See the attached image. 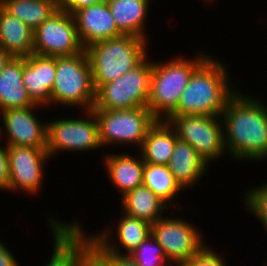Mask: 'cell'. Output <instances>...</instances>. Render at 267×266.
Listing matches in <instances>:
<instances>
[{"instance_id":"obj_1","label":"cell","mask_w":267,"mask_h":266,"mask_svg":"<svg viewBox=\"0 0 267 266\" xmlns=\"http://www.w3.org/2000/svg\"><path fill=\"white\" fill-rule=\"evenodd\" d=\"M242 92L230 98L221 114L226 156L241 163L267 160V103Z\"/></svg>"},{"instance_id":"obj_2","label":"cell","mask_w":267,"mask_h":266,"mask_svg":"<svg viewBox=\"0 0 267 266\" xmlns=\"http://www.w3.org/2000/svg\"><path fill=\"white\" fill-rule=\"evenodd\" d=\"M215 57V58H214ZM226 63L210 54L192 73L176 109L168 116H221L230 98L239 90Z\"/></svg>"},{"instance_id":"obj_3","label":"cell","mask_w":267,"mask_h":266,"mask_svg":"<svg viewBox=\"0 0 267 266\" xmlns=\"http://www.w3.org/2000/svg\"><path fill=\"white\" fill-rule=\"evenodd\" d=\"M149 42L135 35L123 34L85 48L95 90L138 66L150 55L147 54L150 53L147 52Z\"/></svg>"},{"instance_id":"obj_4","label":"cell","mask_w":267,"mask_h":266,"mask_svg":"<svg viewBox=\"0 0 267 266\" xmlns=\"http://www.w3.org/2000/svg\"><path fill=\"white\" fill-rule=\"evenodd\" d=\"M198 51L195 57L178 55L167 61H153L147 107L157 120H165L177 107L194 70L209 56Z\"/></svg>"},{"instance_id":"obj_5","label":"cell","mask_w":267,"mask_h":266,"mask_svg":"<svg viewBox=\"0 0 267 266\" xmlns=\"http://www.w3.org/2000/svg\"><path fill=\"white\" fill-rule=\"evenodd\" d=\"M95 98L96 90L85 49L73 56L56 57V75L51 90L52 106L78 107L82 112L94 107Z\"/></svg>"},{"instance_id":"obj_6","label":"cell","mask_w":267,"mask_h":266,"mask_svg":"<svg viewBox=\"0 0 267 266\" xmlns=\"http://www.w3.org/2000/svg\"><path fill=\"white\" fill-rule=\"evenodd\" d=\"M98 120L103 149L116 146H135L140 149L148 130L156 123L148 107L132 109H92Z\"/></svg>"},{"instance_id":"obj_7","label":"cell","mask_w":267,"mask_h":266,"mask_svg":"<svg viewBox=\"0 0 267 266\" xmlns=\"http://www.w3.org/2000/svg\"><path fill=\"white\" fill-rule=\"evenodd\" d=\"M82 112V118L62 117L47 121V152L50 158L58 157L61 152L80 151L82 154L103 150L95 112L92 109Z\"/></svg>"},{"instance_id":"obj_8","label":"cell","mask_w":267,"mask_h":266,"mask_svg":"<svg viewBox=\"0 0 267 266\" xmlns=\"http://www.w3.org/2000/svg\"><path fill=\"white\" fill-rule=\"evenodd\" d=\"M152 60L149 55L134 69L129 70L113 82L102 84L96 90L92 109L119 110L147 107Z\"/></svg>"},{"instance_id":"obj_9","label":"cell","mask_w":267,"mask_h":266,"mask_svg":"<svg viewBox=\"0 0 267 266\" xmlns=\"http://www.w3.org/2000/svg\"><path fill=\"white\" fill-rule=\"evenodd\" d=\"M164 121L175 130L178 139L189 143L210 167L212 161L221 160L227 154L221 116L191 114L167 117Z\"/></svg>"},{"instance_id":"obj_10","label":"cell","mask_w":267,"mask_h":266,"mask_svg":"<svg viewBox=\"0 0 267 266\" xmlns=\"http://www.w3.org/2000/svg\"><path fill=\"white\" fill-rule=\"evenodd\" d=\"M190 222L178 216L165 215L151 224V235L162 246L172 266L190 259L206 245L203 233Z\"/></svg>"},{"instance_id":"obj_11","label":"cell","mask_w":267,"mask_h":266,"mask_svg":"<svg viewBox=\"0 0 267 266\" xmlns=\"http://www.w3.org/2000/svg\"><path fill=\"white\" fill-rule=\"evenodd\" d=\"M83 50L73 14L60 8L34 30L35 54L63 57L76 55Z\"/></svg>"},{"instance_id":"obj_12","label":"cell","mask_w":267,"mask_h":266,"mask_svg":"<svg viewBox=\"0 0 267 266\" xmlns=\"http://www.w3.org/2000/svg\"><path fill=\"white\" fill-rule=\"evenodd\" d=\"M7 153L10 167L8 193L19 191L18 194L38 195L45 180V165L52 161L47 149L7 146Z\"/></svg>"},{"instance_id":"obj_13","label":"cell","mask_w":267,"mask_h":266,"mask_svg":"<svg viewBox=\"0 0 267 266\" xmlns=\"http://www.w3.org/2000/svg\"><path fill=\"white\" fill-rule=\"evenodd\" d=\"M42 108L43 106L34 105L1 111L0 119L4 127L0 125V141L4 142L3 137L6 136L4 144L7 146L47 149V121L36 116V112Z\"/></svg>"},{"instance_id":"obj_14","label":"cell","mask_w":267,"mask_h":266,"mask_svg":"<svg viewBox=\"0 0 267 266\" xmlns=\"http://www.w3.org/2000/svg\"><path fill=\"white\" fill-rule=\"evenodd\" d=\"M49 215L50 213L46 219L52 232L54 245L50 259L43 266H83L85 259L83 223L81 225L77 219L65 222L55 215Z\"/></svg>"},{"instance_id":"obj_15","label":"cell","mask_w":267,"mask_h":266,"mask_svg":"<svg viewBox=\"0 0 267 266\" xmlns=\"http://www.w3.org/2000/svg\"><path fill=\"white\" fill-rule=\"evenodd\" d=\"M121 215L116 227L111 220L113 225L108 224V227L104 226V230H99L97 233L96 231L88 233L107 253L129 255L151 235V224L126 213Z\"/></svg>"},{"instance_id":"obj_16","label":"cell","mask_w":267,"mask_h":266,"mask_svg":"<svg viewBox=\"0 0 267 266\" xmlns=\"http://www.w3.org/2000/svg\"><path fill=\"white\" fill-rule=\"evenodd\" d=\"M73 17L84 49L93 43L123 35L105 2L80 8L73 13Z\"/></svg>"},{"instance_id":"obj_17","label":"cell","mask_w":267,"mask_h":266,"mask_svg":"<svg viewBox=\"0 0 267 266\" xmlns=\"http://www.w3.org/2000/svg\"><path fill=\"white\" fill-rule=\"evenodd\" d=\"M56 75V57L30 54L23 58L22 81L31 100L44 108L51 106V90Z\"/></svg>"},{"instance_id":"obj_18","label":"cell","mask_w":267,"mask_h":266,"mask_svg":"<svg viewBox=\"0 0 267 266\" xmlns=\"http://www.w3.org/2000/svg\"><path fill=\"white\" fill-rule=\"evenodd\" d=\"M119 152L105 153L103 163L109 181L124 196L127 192L143 185L144 161L142 155Z\"/></svg>"},{"instance_id":"obj_19","label":"cell","mask_w":267,"mask_h":266,"mask_svg":"<svg viewBox=\"0 0 267 266\" xmlns=\"http://www.w3.org/2000/svg\"><path fill=\"white\" fill-rule=\"evenodd\" d=\"M168 168L183 190L199 185L197 183L201 182L209 172V165L197 151L189 143L180 139L175 143Z\"/></svg>"},{"instance_id":"obj_20","label":"cell","mask_w":267,"mask_h":266,"mask_svg":"<svg viewBox=\"0 0 267 266\" xmlns=\"http://www.w3.org/2000/svg\"><path fill=\"white\" fill-rule=\"evenodd\" d=\"M153 0H116L108 4L117 28L123 34L135 35L148 40L147 19Z\"/></svg>"},{"instance_id":"obj_21","label":"cell","mask_w":267,"mask_h":266,"mask_svg":"<svg viewBox=\"0 0 267 266\" xmlns=\"http://www.w3.org/2000/svg\"><path fill=\"white\" fill-rule=\"evenodd\" d=\"M23 58L13 57L0 72V112L36 105L23 81Z\"/></svg>"},{"instance_id":"obj_22","label":"cell","mask_w":267,"mask_h":266,"mask_svg":"<svg viewBox=\"0 0 267 266\" xmlns=\"http://www.w3.org/2000/svg\"><path fill=\"white\" fill-rule=\"evenodd\" d=\"M34 31L0 6V47L12 57L25 58L33 53Z\"/></svg>"},{"instance_id":"obj_23","label":"cell","mask_w":267,"mask_h":266,"mask_svg":"<svg viewBox=\"0 0 267 266\" xmlns=\"http://www.w3.org/2000/svg\"><path fill=\"white\" fill-rule=\"evenodd\" d=\"M175 130L164 120H157L148 130L139 149L145 163L168 165L175 143Z\"/></svg>"},{"instance_id":"obj_24","label":"cell","mask_w":267,"mask_h":266,"mask_svg":"<svg viewBox=\"0 0 267 266\" xmlns=\"http://www.w3.org/2000/svg\"><path fill=\"white\" fill-rule=\"evenodd\" d=\"M123 213L153 224L166 214L170 207L149 188L141 185L121 196Z\"/></svg>"},{"instance_id":"obj_25","label":"cell","mask_w":267,"mask_h":266,"mask_svg":"<svg viewBox=\"0 0 267 266\" xmlns=\"http://www.w3.org/2000/svg\"><path fill=\"white\" fill-rule=\"evenodd\" d=\"M143 185L153 191L169 207H172L174 211L176 208V210L179 209L178 211L181 212L183 206L178 205L175 201H178V194H182L184 190L176 182L168 165L144 163ZM171 201L175 204H172L173 202Z\"/></svg>"},{"instance_id":"obj_26","label":"cell","mask_w":267,"mask_h":266,"mask_svg":"<svg viewBox=\"0 0 267 266\" xmlns=\"http://www.w3.org/2000/svg\"><path fill=\"white\" fill-rule=\"evenodd\" d=\"M1 7L34 31L58 9V1L1 0Z\"/></svg>"},{"instance_id":"obj_27","label":"cell","mask_w":267,"mask_h":266,"mask_svg":"<svg viewBox=\"0 0 267 266\" xmlns=\"http://www.w3.org/2000/svg\"><path fill=\"white\" fill-rule=\"evenodd\" d=\"M241 198L245 211L250 212L251 215L254 214L255 219H258L267 233V181L245 190Z\"/></svg>"},{"instance_id":"obj_28","label":"cell","mask_w":267,"mask_h":266,"mask_svg":"<svg viewBox=\"0 0 267 266\" xmlns=\"http://www.w3.org/2000/svg\"><path fill=\"white\" fill-rule=\"evenodd\" d=\"M139 266H172L162 246L150 235L129 254Z\"/></svg>"},{"instance_id":"obj_29","label":"cell","mask_w":267,"mask_h":266,"mask_svg":"<svg viewBox=\"0 0 267 266\" xmlns=\"http://www.w3.org/2000/svg\"><path fill=\"white\" fill-rule=\"evenodd\" d=\"M83 266H118V263L85 231V259Z\"/></svg>"},{"instance_id":"obj_30","label":"cell","mask_w":267,"mask_h":266,"mask_svg":"<svg viewBox=\"0 0 267 266\" xmlns=\"http://www.w3.org/2000/svg\"><path fill=\"white\" fill-rule=\"evenodd\" d=\"M221 254L206 244L197 254L178 266H227L226 259Z\"/></svg>"},{"instance_id":"obj_31","label":"cell","mask_w":267,"mask_h":266,"mask_svg":"<svg viewBox=\"0 0 267 266\" xmlns=\"http://www.w3.org/2000/svg\"><path fill=\"white\" fill-rule=\"evenodd\" d=\"M0 143V190L7 191L9 187V156L7 153V145L1 146Z\"/></svg>"},{"instance_id":"obj_32","label":"cell","mask_w":267,"mask_h":266,"mask_svg":"<svg viewBox=\"0 0 267 266\" xmlns=\"http://www.w3.org/2000/svg\"><path fill=\"white\" fill-rule=\"evenodd\" d=\"M99 2H102V0H59L58 8L73 14L80 8L97 4Z\"/></svg>"},{"instance_id":"obj_33","label":"cell","mask_w":267,"mask_h":266,"mask_svg":"<svg viewBox=\"0 0 267 266\" xmlns=\"http://www.w3.org/2000/svg\"><path fill=\"white\" fill-rule=\"evenodd\" d=\"M8 247L0 241V266H21Z\"/></svg>"},{"instance_id":"obj_34","label":"cell","mask_w":267,"mask_h":266,"mask_svg":"<svg viewBox=\"0 0 267 266\" xmlns=\"http://www.w3.org/2000/svg\"><path fill=\"white\" fill-rule=\"evenodd\" d=\"M108 254L118 263V266H139L130 255Z\"/></svg>"},{"instance_id":"obj_35","label":"cell","mask_w":267,"mask_h":266,"mask_svg":"<svg viewBox=\"0 0 267 266\" xmlns=\"http://www.w3.org/2000/svg\"><path fill=\"white\" fill-rule=\"evenodd\" d=\"M13 57L0 47V72Z\"/></svg>"},{"instance_id":"obj_36","label":"cell","mask_w":267,"mask_h":266,"mask_svg":"<svg viewBox=\"0 0 267 266\" xmlns=\"http://www.w3.org/2000/svg\"><path fill=\"white\" fill-rule=\"evenodd\" d=\"M113 1H116V0H102V2H105L107 4H109V3L113 2Z\"/></svg>"},{"instance_id":"obj_37","label":"cell","mask_w":267,"mask_h":266,"mask_svg":"<svg viewBox=\"0 0 267 266\" xmlns=\"http://www.w3.org/2000/svg\"><path fill=\"white\" fill-rule=\"evenodd\" d=\"M203 1V0H202ZM206 3H213V2H215V1H217V0H204Z\"/></svg>"}]
</instances>
